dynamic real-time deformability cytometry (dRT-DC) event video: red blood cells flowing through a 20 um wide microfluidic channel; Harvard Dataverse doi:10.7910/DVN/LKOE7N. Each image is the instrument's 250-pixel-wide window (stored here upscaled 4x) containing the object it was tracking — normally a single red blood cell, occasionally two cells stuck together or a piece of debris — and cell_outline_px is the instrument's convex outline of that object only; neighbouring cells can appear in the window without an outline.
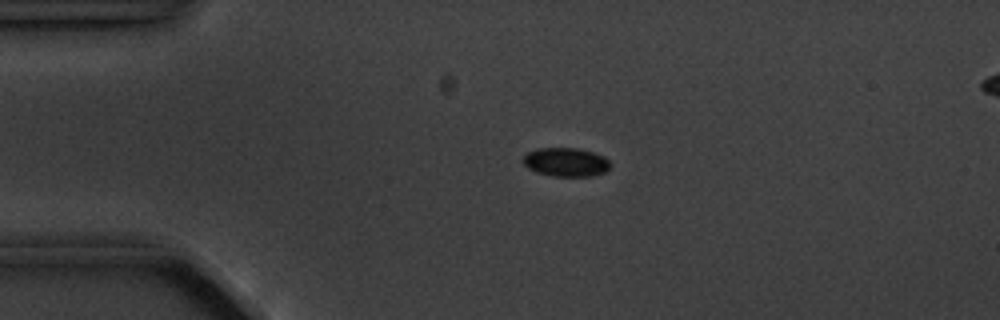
{"species": "common noctule bat (a hibernating species)", "species_latin": "Nyctalus noctula", "temperature_condition": "cold", "stored_images_in_passage": 5, "camera_frame_rate_fps": 3000, "um_per_image_px": 0.085, "animal": {"sex": "male", "body_mass_g": 20.1, "forearm_length_mm": 53.5}, "frame": {"image": 1, "passage_image": 4, "time_ms": 3.333, "image_size_px": [1000, 320], "cell_outline_px": [[612, 164], [608, 172], [588, 176], [552, 176], [536, 172], [528, 168], [520, 160], [528, 152], [536, 148], [580, 148], [604, 156]], "centroid_in_image_um": [48.11, 13.78], "position_along_channel_um": 36.9, "area_um2": 14.85}}